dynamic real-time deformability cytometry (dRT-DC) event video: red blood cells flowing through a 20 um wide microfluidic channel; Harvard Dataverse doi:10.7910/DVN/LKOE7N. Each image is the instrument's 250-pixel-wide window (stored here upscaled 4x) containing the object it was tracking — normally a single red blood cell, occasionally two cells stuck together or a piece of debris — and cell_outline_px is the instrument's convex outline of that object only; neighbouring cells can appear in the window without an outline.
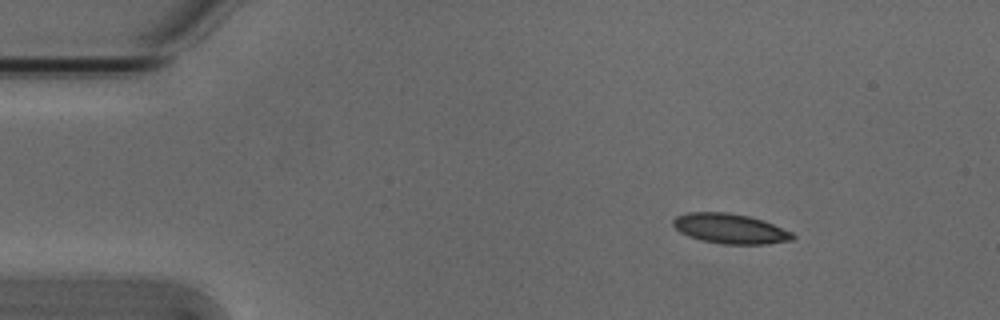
{"species": "Egyptian fruit bat (a non-hibernating species)", "species_latin": "Rousettus aegyptiacus", "temperature_condition": "cold", "stored_images_in_passage": 4, "camera_frame_rate_fps": 3000, "um_per_image_px": 0.085, "animal": {"sex": "male"}, "frame": {"image": 1, "passage_image": 1, "time_ms": 0.0, "image_size_px": [1000, 320], "cell_outline_px": [[796, 236], [792, 240], [764, 244], [724, 244], [700, 240], [688, 236], [680, 232], [672, 224], [672, 220], [676, 216], [688, 212], [728, 212], [748, 216], [764, 220], [792, 232]], "centroid_in_image_um": [62.05, 19.43], "position_along_channel_um": 22.9, "area_um2": 20.92}}
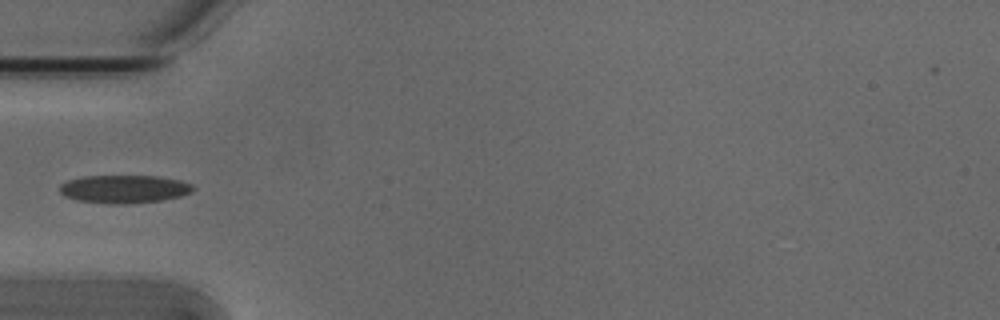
{"frame": {"image": 2, "passage_image": 3, "time_ms": 0.667, "image_size_px": [1000, 320], "cell_outline_px": [[196, 188], [192, 192], [180, 196], [160, 200], [128, 204], [108, 204], [76, 200], [64, 196], [60, 192], [60, 184], [68, 180], [84, 176], [160, 176], [180, 180], [192, 184]], "centroid_in_image_um": [10.56, 16.07], "position_along_channel_um": 74.4, "area_um2": 21.96}}